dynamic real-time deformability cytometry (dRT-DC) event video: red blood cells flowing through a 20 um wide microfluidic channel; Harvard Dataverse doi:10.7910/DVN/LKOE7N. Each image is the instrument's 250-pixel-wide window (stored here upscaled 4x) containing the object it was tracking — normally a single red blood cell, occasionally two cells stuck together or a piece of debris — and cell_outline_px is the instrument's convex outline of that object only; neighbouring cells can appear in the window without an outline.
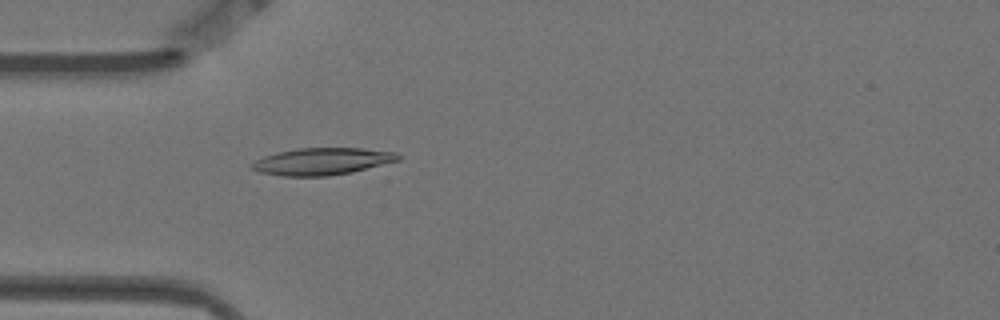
{"species": "Egyptian fruit bat (a non-hibernating species)", "species_latin": "Rousettus aegyptiacus", "temperature_condition": "warm", "stored_images_in_passage": 3, "camera_frame_rate_fps": 3000, "um_per_image_px": 0.085, "animal": {"sex": "female"}, "frame": {"image": 1, "passage_image": 3, "time_ms": 0.667, "image_size_px": [1000, 320], "cell_outline_px": [[400, 160], [352, 172], [328, 176], [284, 176], [260, 172], [248, 168], [248, 164], [264, 156], [296, 148], [360, 148], [396, 152], [400, 156]], "centroid_in_image_um": [27.35, 13.72], "position_along_channel_um": 57.6, "area_um2": 23.06}}